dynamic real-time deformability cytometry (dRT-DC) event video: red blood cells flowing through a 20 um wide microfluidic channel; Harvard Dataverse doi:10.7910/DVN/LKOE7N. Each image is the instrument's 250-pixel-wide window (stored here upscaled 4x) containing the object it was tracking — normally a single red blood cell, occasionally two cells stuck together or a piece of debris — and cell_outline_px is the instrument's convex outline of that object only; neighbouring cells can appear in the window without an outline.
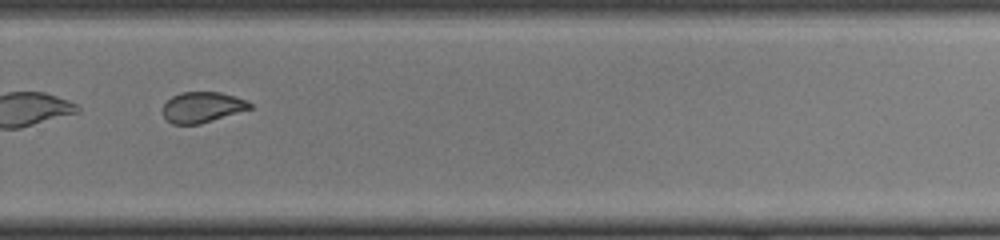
{"species": "common noctule bat (a hibernating species)", "species_latin": "Nyctalus noctula", "temperature_condition": "cold", "stored_images_in_passage": 31, "camera_frame_rate_fps": 3000, "um_per_image_px": 0.085, "animal": {"sex": "female", "body_mass_g": 22.0, "forearm_length_mm": 56.7}, "frame": {"image": 1, "passage_image": 18, "time_ms": 5.667, "image_size_px": [1000, 240], "cell_outline_px": [[252, 108], [200, 124], [172, 124], [164, 116], [164, 104], [172, 96], [180, 92], [220, 92], [248, 100], [252, 104]], "centroid_in_image_um": [17.21, 9.1], "position_along_channel_um": 312.6, "area_um2": 15.43}}